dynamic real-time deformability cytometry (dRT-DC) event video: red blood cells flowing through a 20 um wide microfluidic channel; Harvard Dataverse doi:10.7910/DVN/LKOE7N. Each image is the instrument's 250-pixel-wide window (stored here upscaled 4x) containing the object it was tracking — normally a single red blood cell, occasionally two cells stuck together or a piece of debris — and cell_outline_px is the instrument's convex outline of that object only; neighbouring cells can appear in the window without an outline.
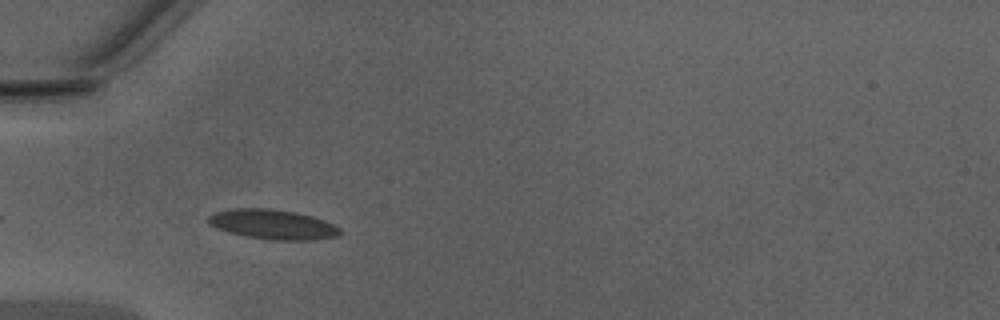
{"species": "Egyptian fruit bat (a non-hibernating species)", "species_latin": "Rousettus aegyptiacus", "temperature_condition": "warm", "stored_images_in_passage": 35, "camera_frame_rate_fps": 3000, "um_per_image_px": 0.085, "animal": {"sex": "male"}, "frame": {"image": 1, "passage_image": 3, "time_ms": 0.667, "image_size_px": [1000, 320], "cell_outline_px": [[340, 232], [336, 236], [316, 240], [272, 240], [244, 236], [216, 228], [208, 224], [208, 216], [212, 212], [232, 208], [272, 208], [296, 212], [312, 216], [324, 220], [340, 228]], "centroid_in_image_um": [23.14, 19.06], "position_along_channel_um": 61.9, "area_um2": 23.0}}
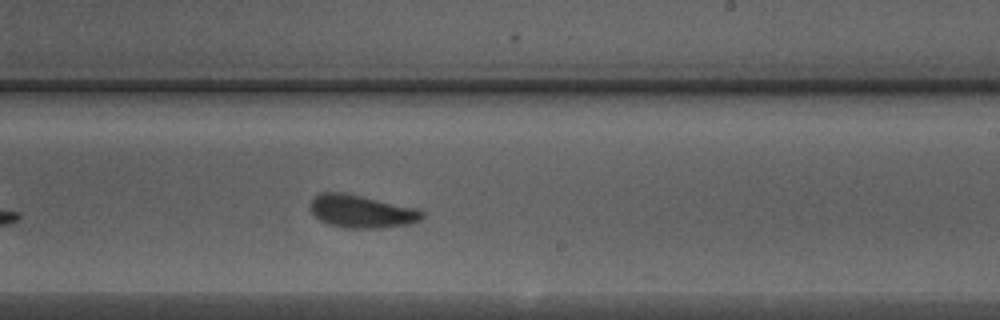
{"frame": {"image": 2, "passage_image": 17, "time_ms": 5.333, "image_size_px": [1000, 320], "cell_outline_px": [[424, 216], [420, 220], [408, 224], [380, 228], [344, 228], [328, 224], [320, 220], [308, 208], [312, 200], [316, 196], [324, 192], [340, 192], [360, 196], [416, 208], [424, 212]], "centroid_in_image_um": [30.71, 17.98], "position_along_channel_um": 258.3, "area_um2": 21.15}}
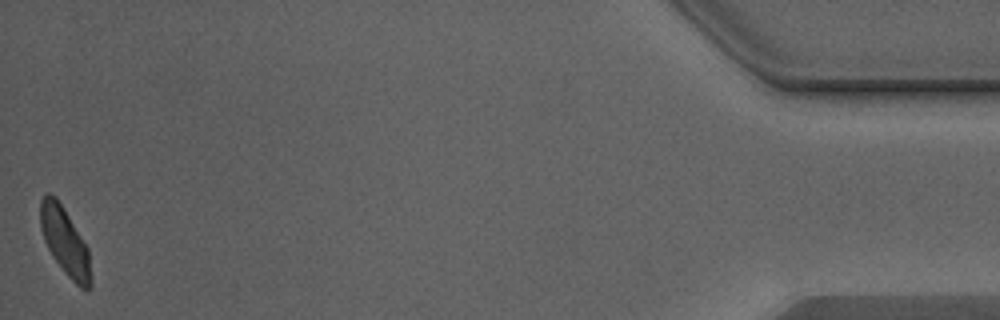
{"frame": {"image": 3, "passage_image": 35, "time_ms": 11.333, "image_size_px": [1000, 320], "cell_outline_px": [[92, 288], [80, 288], [64, 272], [52, 256], [44, 240], [40, 228], [40, 200], [48, 192], [56, 196], [88, 248], [92, 284]], "centroid_in_image_um": [5.51, 20.53], "position_along_channel_um": 429.7, "area_um2": 19.77}, "authors_computed_cell_mechanics": {"area_um2": 21.097, "velocity_mm_per_s": 4.3255, "shape_relaxation_time_tau1_ms": 2.953, "shape_relaxation_time_tau2_ms": 0.8605, "deformation_change_tau1": 0.1154, "deformation_change_tau2": 0.0703}}